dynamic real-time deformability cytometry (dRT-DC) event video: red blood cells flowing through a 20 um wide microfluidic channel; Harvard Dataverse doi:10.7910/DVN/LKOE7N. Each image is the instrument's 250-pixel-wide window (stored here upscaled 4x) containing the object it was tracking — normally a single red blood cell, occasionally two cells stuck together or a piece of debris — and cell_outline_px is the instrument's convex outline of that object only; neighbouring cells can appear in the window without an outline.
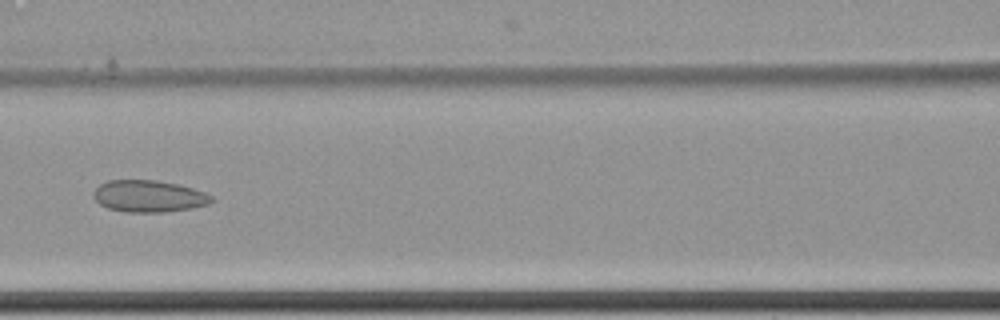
{"species": "common noctule bat (a hibernating species)", "species_latin": "Nyctalus noctula", "temperature_condition": "cold", "stored_images_in_passage": 11, "camera_frame_rate_fps": 3000, "um_per_image_px": 0.085, "animal": {"sex": "female", "body_mass_g": 22.7, "forearm_length_mm": 54.2}, "frame": {"image": 1, "passage_image": 8, "time_ms": 2.333, "image_size_px": [1000, 320], "cell_outline_px": [[216, 200], [208, 204], [188, 208], [164, 212], [128, 212], [108, 208], [100, 204], [92, 196], [92, 192], [100, 184], [108, 180], [156, 180], [176, 184], [192, 188], [204, 192], [212, 196]], "centroid_in_image_um": [12.63, 16.67], "position_along_channel_um": 154.0, "area_um2": 21.79}}
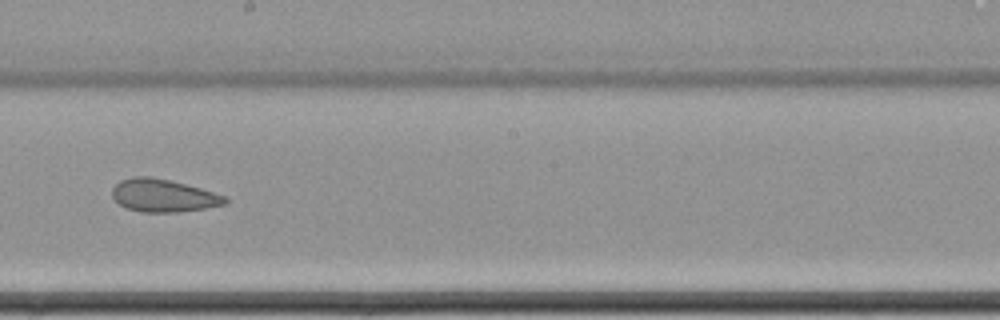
{"frame": {"image": 2, "passage_image": 10, "time_ms": 3.0, "image_size_px": [1000, 320], "cell_outline_px": [[228, 200], [224, 204], [204, 208], [176, 212], [140, 212], [124, 208], [112, 196], [112, 188], [120, 180], [132, 176], [152, 176], [200, 188], [228, 196]], "centroid_in_image_um": [13.85, 16.62], "position_along_channel_um": 234.3, "area_um2": 21.56}}
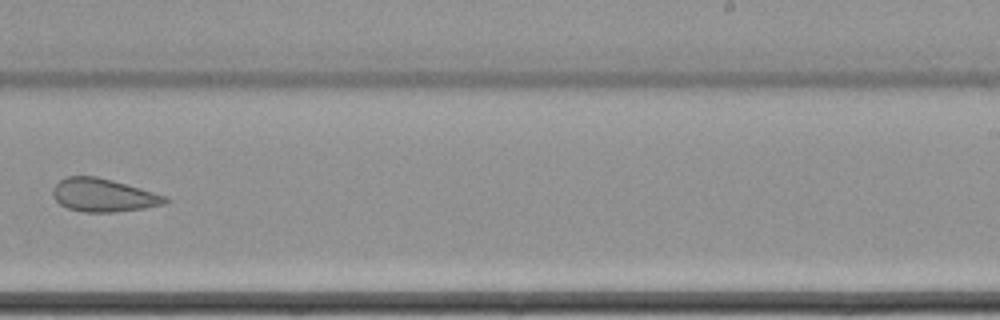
{"frame": {"image": 3, "passage_image": 11, "time_ms": 3.333, "image_size_px": [1000, 320], "cell_outline_px": [[168, 200], [164, 204], [144, 208], [112, 212], [84, 212], [68, 208], [60, 204], [52, 196], [52, 188], [64, 176], [96, 176], [112, 180], [168, 196]], "centroid_in_image_um": [8.76, 16.58], "position_along_channel_um": 280.2, "area_um2": 21.68}}